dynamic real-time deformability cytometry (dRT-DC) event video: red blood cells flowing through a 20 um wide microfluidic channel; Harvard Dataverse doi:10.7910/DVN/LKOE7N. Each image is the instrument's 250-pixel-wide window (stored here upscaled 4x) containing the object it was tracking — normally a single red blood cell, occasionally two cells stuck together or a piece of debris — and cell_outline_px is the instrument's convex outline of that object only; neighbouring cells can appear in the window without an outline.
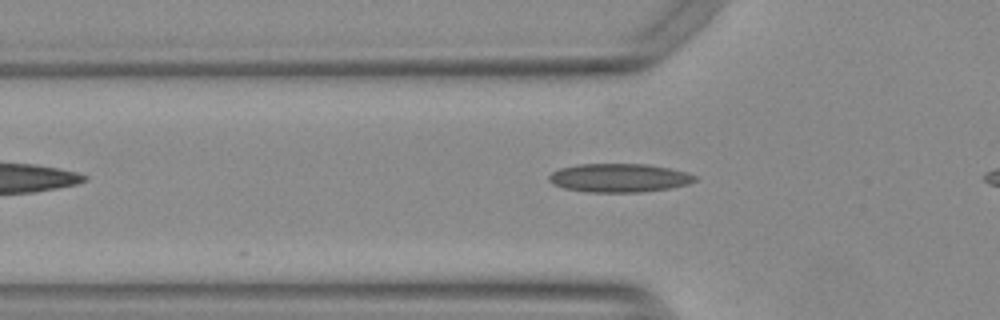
{"species": "Egyptian fruit bat (a non-hibernating species)", "species_latin": "Rousettus aegyptiacus", "temperature_condition": "warm", "stored_images_in_passage": 37, "camera_frame_rate_fps": 3000, "um_per_image_px": 0.085, "animal": {"sex": "female"}, "frame": {"image": 1, "passage_image": 8, "time_ms": 2.333, "image_size_px": [1000, 320], "cell_outline_px": [[696, 180], [688, 184], [668, 188], [640, 192], [588, 192], [564, 188], [552, 184], [548, 180], [548, 176], [552, 172], [560, 168], [580, 164], [648, 164], [668, 168], [684, 172], [696, 176]], "centroid_in_image_um": [52.58, 15.12], "position_along_channel_um": 73.2, "area_um2": 24.16}}
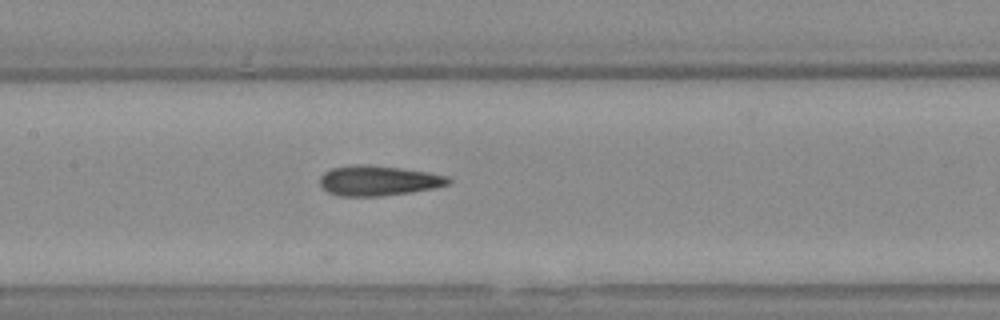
{"frame": {"image": 2, "passage_image": 16, "time_ms": 5.0, "image_size_px": [1000, 320], "cell_outline_px": [[452, 180], [448, 184], [436, 188], [412, 192], [380, 196], [340, 196], [328, 192], [320, 184], [320, 176], [324, 172], [332, 168], [352, 164], [368, 164], [400, 168], [428, 172], [448, 176]], "centroid_in_image_um": [32.17, 15.35], "position_along_channel_um": 175.2, "area_um2": 22.66}}
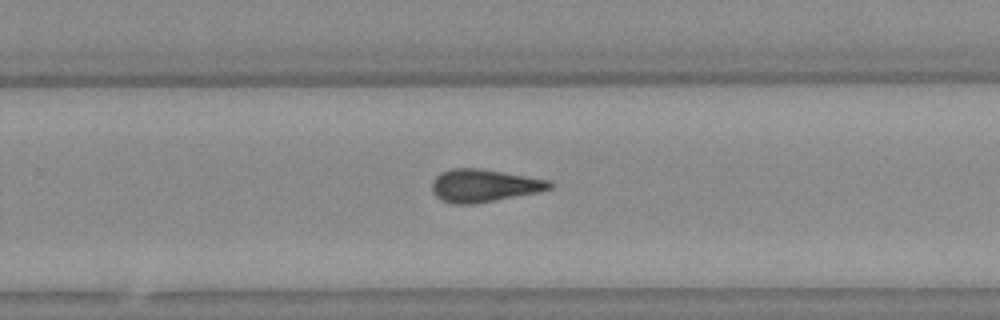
{"frame": {"image": 3, "passage_image": 25, "time_ms": 8.0, "image_size_px": [1000, 320], "cell_outline_px": [[552, 188], [536, 192], [472, 204], [452, 204], [436, 196], [432, 192], [432, 180], [440, 172], [452, 168], [476, 168], [504, 172], [548, 180], [552, 184]], "centroid_in_image_um": [41.08, 15.76], "position_along_channel_um": 288.7, "area_um2": 22.08}, "authors_computed_cell_mechanics": {"area_um2": 22.253, "velocity_mm_per_s": 3.7954, "shape_relaxation_time_tau1_ms": null, "shape_relaxation_time_tau2_ms": 3.0064, "deformation_change_tau1": null, "deformation_change_tau2": 0.1324}}